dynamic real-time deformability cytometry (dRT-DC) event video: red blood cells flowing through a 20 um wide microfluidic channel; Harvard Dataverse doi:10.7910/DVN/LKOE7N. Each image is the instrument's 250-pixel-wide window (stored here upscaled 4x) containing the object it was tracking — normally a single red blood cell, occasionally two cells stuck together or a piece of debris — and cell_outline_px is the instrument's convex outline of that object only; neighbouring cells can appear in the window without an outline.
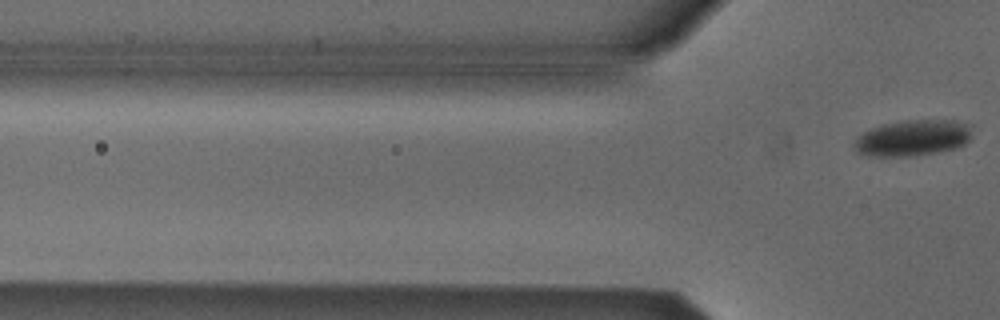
{"species": "Egyptian fruit bat (a non-hibernating species)", "species_latin": "Rousettus aegyptiacus", "temperature_condition": "cold", "stored_images_in_passage": 4, "camera_frame_rate_fps": 3000, "um_per_image_px": 0.085, "animal": {"sex": "male"}, "frame": {"image": 1, "passage_image": 4, "time_ms": 1.0, "image_size_px": [1000, 320], "cell_outline_px": [[968, 140], [964, 144], [956, 148], [936, 152], [908, 156], [872, 156], [856, 152], [852, 144], [864, 132], [872, 128], [884, 124], [908, 120], [952, 120], [968, 128]], "centroid_in_image_um": [77.49, 11.74], "position_along_channel_um": 48.3, "area_um2": 23.99}}